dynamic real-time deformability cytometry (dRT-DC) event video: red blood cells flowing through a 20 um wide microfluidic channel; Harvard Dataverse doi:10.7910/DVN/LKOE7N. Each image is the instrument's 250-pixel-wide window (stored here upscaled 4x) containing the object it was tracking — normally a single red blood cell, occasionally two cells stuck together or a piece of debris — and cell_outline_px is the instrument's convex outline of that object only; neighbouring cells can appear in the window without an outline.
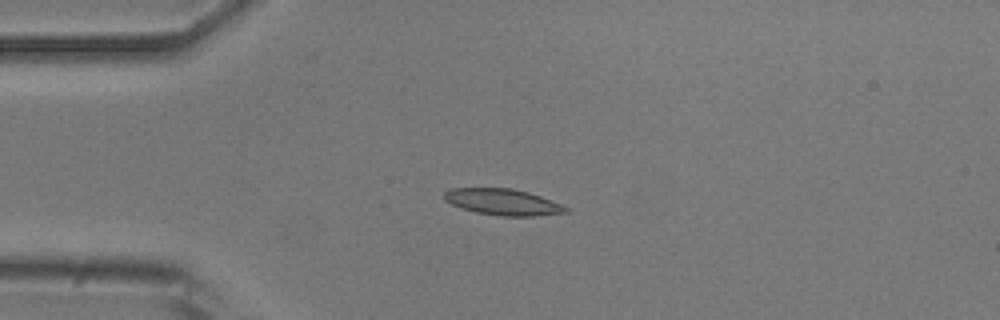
{"species": "common noctule bat (a hibernating species)", "species_latin": "Nyctalus noctula", "temperature_condition": "room temperature", "stored_images_in_passage": 5, "camera_frame_rate_fps": 3000, "um_per_image_px": 0.085, "animal": {"sex": "male", "body_mass_g": 20.5, "forearm_length_mm": 52.5}, "frame": {"image": 1, "passage_image": 3, "time_ms": 0.667, "image_size_px": [1000, 320], "cell_outline_px": [[572, 212], [536, 216], [500, 216], [476, 212], [460, 208], [444, 200], [444, 192], [452, 188], [512, 188], [528, 192], [540, 196], [560, 204], [568, 208]], "centroid_in_image_um": [42.75, 17.18], "position_along_channel_um": 42.2, "area_um2": 18.67}}
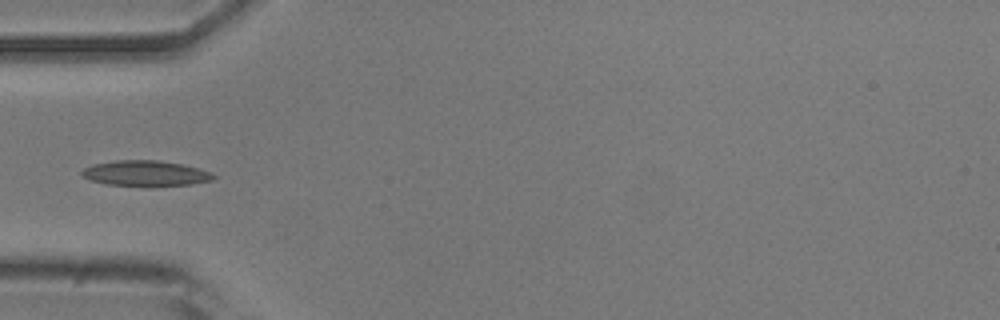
{"frame": {"image": 2, "passage_image": 4, "time_ms": 1.0, "image_size_px": [1000, 320], "cell_outline_px": [[216, 176], [212, 180], [192, 184], [148, 188], [108, 184], [92, 180], [80, 176], [80, 172], [84, 168], [92, 164], [116, 160], [156, 160], [184, 164], [200, 168], [212, 172]], "centroid_in_image_um": [12.39, 14.75], "position_along_channel_um": 72.6, "area_um2": 20.23}}
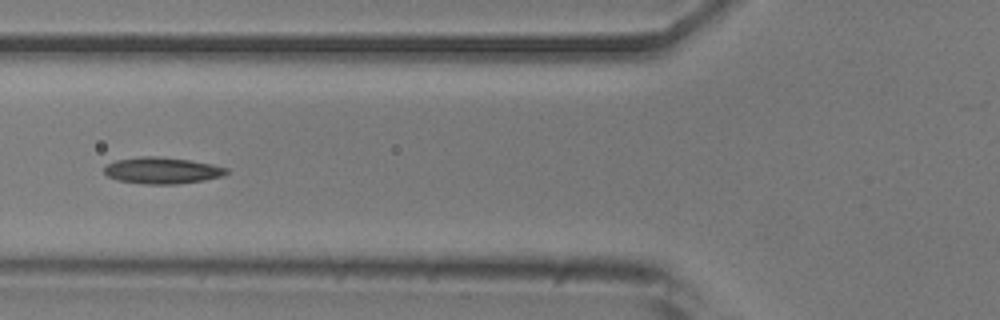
{"frame": {"image": 3, "passage_image": 5, "time_ms": 1.333, "image_size_px": [1000, 320], "cell_outline_px": [[228, 172], [220, 176], [204, 180], [176, 184], [144, 184], [116, 180], [108, 176], [104, 172], [104, 164], [116, 160], [140, 156], [156, 156], [188, 160], [212, 164], [228, 168]], "centroid_in_image_um": [13.72, 14.49], "position_along_channel_um": 112.1, "area_um2": 18.84}}